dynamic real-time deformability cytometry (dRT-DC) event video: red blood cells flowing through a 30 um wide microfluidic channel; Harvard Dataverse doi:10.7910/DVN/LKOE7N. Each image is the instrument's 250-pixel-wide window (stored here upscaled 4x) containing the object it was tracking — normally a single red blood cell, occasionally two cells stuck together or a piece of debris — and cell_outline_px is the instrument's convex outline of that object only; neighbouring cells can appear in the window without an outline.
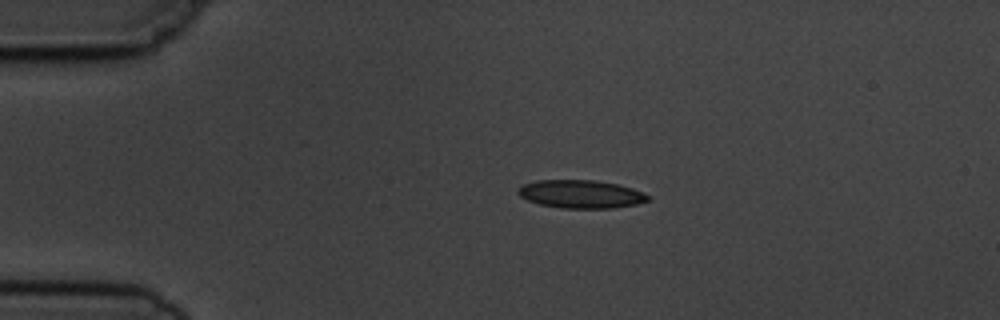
{"species": "common noctule bat (a hibernating species)", "species_latin": "Nyctalus noctula", "temperature_condition": "cold", "stored_images_in_passage": 2, "camera_frame_rate_fps": 3000, "um_per_image_px": 0.085, "animal": {"sex": "male", "body_mass_g": 19.5, "forearm_length_mm": 54.6}, "frame": {"image": 1, "passage_image": 1, "time_ms": 0.0, "image_size_px": [1000, 320], "cell_outline_px": [[652, 200], [636, 204], [612, 208], [560, 208], [540, 204], [528, 200], [520, 196], [516, 192], [520, 184], [536, 180], [596, 180], [616, 184], [632, 188], [648, 196]], "centroid_in_image_um": [49.33, 16.49], "position_along_channel_um": 35.7, "area_um2": 21.33}}